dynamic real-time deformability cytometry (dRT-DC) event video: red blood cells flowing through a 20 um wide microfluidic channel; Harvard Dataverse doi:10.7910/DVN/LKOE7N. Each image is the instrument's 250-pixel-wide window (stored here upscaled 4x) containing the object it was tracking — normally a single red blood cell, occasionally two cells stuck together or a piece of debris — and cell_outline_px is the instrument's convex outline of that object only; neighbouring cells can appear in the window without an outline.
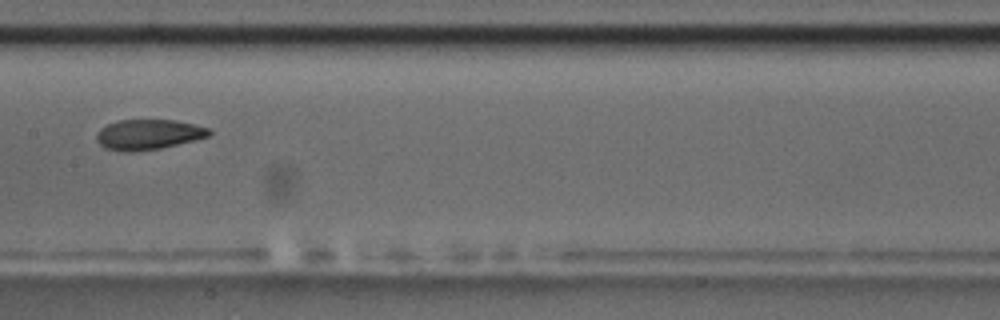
{"species": "common noctule bat (a hibernating species)", "species_latin": "Nyctalus noctula", "temperature_condition": "room temperature", "stored_images_in_passage": 8, "camera_frame_rate_fps": 3000, "um_per_image_px": 0.085, "animal": {"sex": "male", "body_mass_g": 17.5, "forearm_length_mm": 52.3}, "frame": {"image": 1, "passage_image": 8, "time_ms": 8.667, "image_size_px": [1000, 320], "cell_outline_px": [[212, 132], [208, 136], [160, 148], [132, 152], [124, 152], [104, 148], [96, 140], [96, 132], [100, 128], [116, 120], [176, 120], [196, 124], [208, 128]], "centroid_in_image_um": [12.56, 11.42], "position_along_channel_um": 194.8, "area_um2": 19.83}}